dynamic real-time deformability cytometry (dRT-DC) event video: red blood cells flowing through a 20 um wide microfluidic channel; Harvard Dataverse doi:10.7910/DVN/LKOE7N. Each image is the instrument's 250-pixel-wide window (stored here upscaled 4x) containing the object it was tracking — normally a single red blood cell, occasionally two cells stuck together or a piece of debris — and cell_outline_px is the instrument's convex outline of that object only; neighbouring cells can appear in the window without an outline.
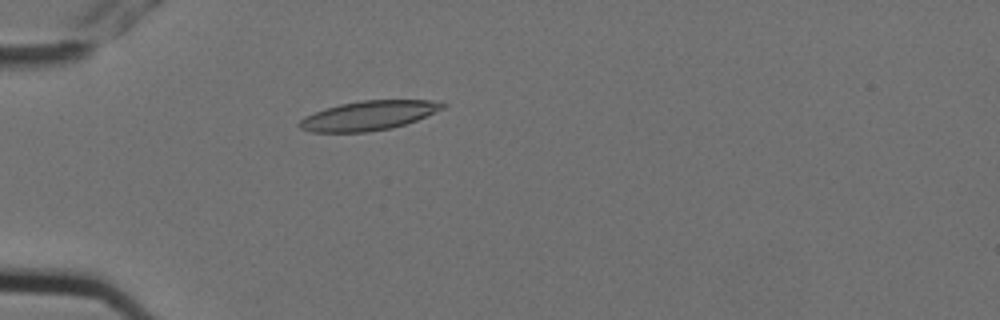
{"species": "Egyptian fruit bat (a non-hibernating species)", "species_latin": "Rousettus aegyptiacus", "temperature_condition": "cold", "stored_images_in_passage": 5, "camera_frame_rate_fps": 3000, "um_per_image_px": 0.085, "animal": {"sex": "female"}, "frame": {"image": 1, "passage_image": 5, "time_ms": 1.333, "image_size_px": [1000, 320], "cell_outline_px": [[448, 104], [444, 108], [416, 120], [392, 128], [364, 132], [312, 132], [300, 128], [296, 124], [304, 116], [340, 104], [360, 100], [440, 100]], "centroid_in_image_um": [31.35, 9.81], "position_along_channel_um": 53.6, "area_um2": 24.45}}